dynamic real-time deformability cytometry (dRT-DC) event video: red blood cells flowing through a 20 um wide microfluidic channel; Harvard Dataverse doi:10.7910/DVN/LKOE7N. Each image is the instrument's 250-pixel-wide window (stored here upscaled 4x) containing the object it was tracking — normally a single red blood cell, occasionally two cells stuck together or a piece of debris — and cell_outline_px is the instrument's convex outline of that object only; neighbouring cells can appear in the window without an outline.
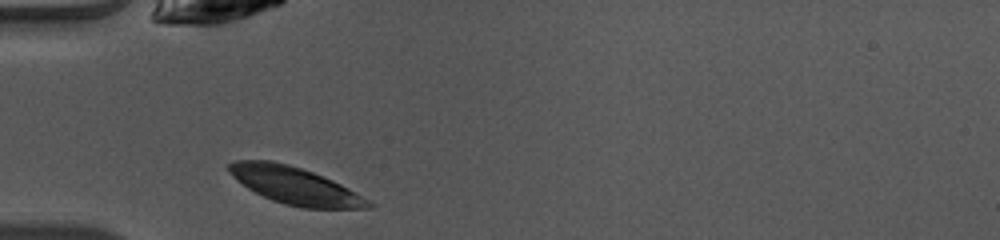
{"species": "common noctule bat (a hibernating species)", "species_latin": "Nyctalus noctula", "temperature_condition": "warm", "stored_images_in_passage": 35, "camera_frame_rate_fps": 3000, "um_per_image_px": 0.085, "animal": {"sex": "female", "body_mass_g": 10.0, "forearm_length_mm": 53.1}, "frame": {"image": 1, "passage_image": 1, "time_ms": 0.0, "image_size_px": [1000, 240], "cell_outline_px": [[376, 204], [372, 208], [304, 208], [284, 204], [272, 200], [248, 188], [236, 180], [228, 172], [228, 164], [236, 160], [272, 160], [288, 164], [312, 172], [332, 180], [348, 188]], "centroid_in_image_um": [25.07, 15.78], "position_along_channel_um": 59.9, "area_um2": 30.0}}
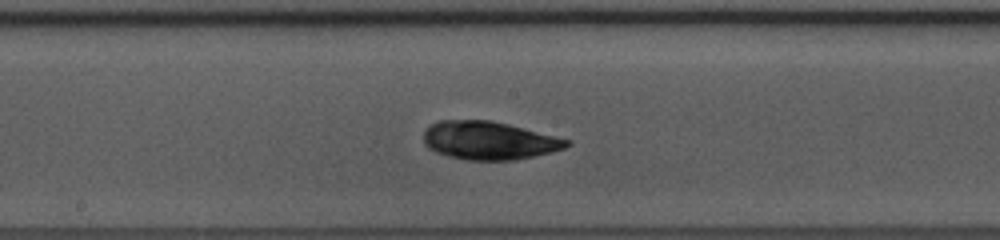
{"frame": {"image": 2, "passage_image": 12, "time_ms": 3.667, "image_size_px": [1000, 240], "cell_outline_px": [[572, 144], [564, 148], [552, 152], [516, 160], [464, 160], [448, 156], [436, 152], [428, 148], [424, 144], [424, 128], [440, 120], [492, 120], [572, 140]], "centroid_in_image_um": [41.57, 11.94], "position_along_channel_um": 206.6, "area_um2": 32.08}}
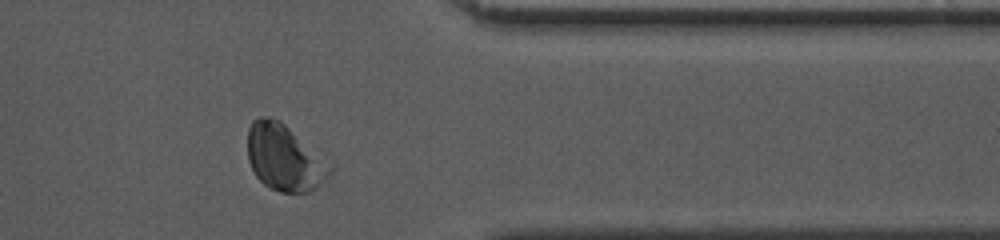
{"frame": {"image": 3, "passage_image": 26, "time_ms": 8.333, "image_size_px": [1000, 240], "cell_outline_px": [[332, 172], [316, 188], [308, 192], [280, 192], [264, 184], [256, 176], [248, 160], [248, 128], [252, 120], [260, 116], [272, 116], [280, 120], [332, 168]], "centroid_in_image_um": [24.1, 13.39], "position_along_channel_um": 387.3, "area_um2": 31.1}}